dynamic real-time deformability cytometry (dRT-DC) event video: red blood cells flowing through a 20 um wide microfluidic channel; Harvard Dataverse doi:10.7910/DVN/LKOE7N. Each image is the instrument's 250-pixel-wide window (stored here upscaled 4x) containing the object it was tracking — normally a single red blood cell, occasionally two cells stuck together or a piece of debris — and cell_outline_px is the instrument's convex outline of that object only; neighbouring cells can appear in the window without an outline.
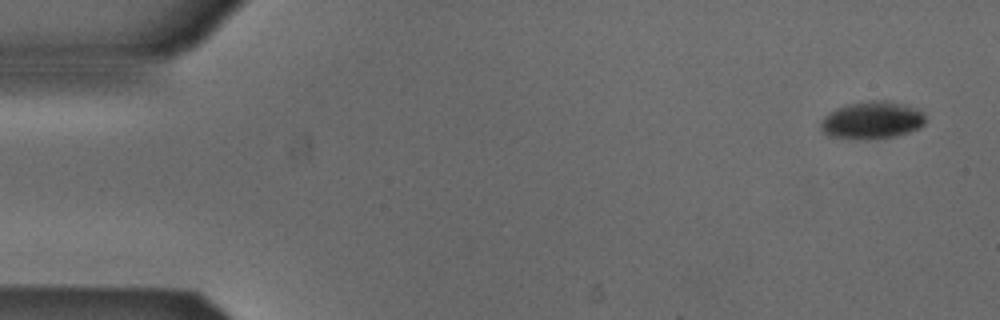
{"species": "Egyptian fruit bat (a non-hibernating species)", "species_latin": "Rousettus aegyptiacus", "temperature_condition": "cold", "stored_images_in_passage": 4, "camera_frame_rate_fps": 3000, "um_per_image_px": 0.085, "animal": {"sex": "male"}, "frame": {"image": 1, "passage_image": 1, "time_ms": 0.0, "image_size_px": [1000, 320], "cell_outline_px": [[924, 124], [920, 128], [896, 136], [828, 136], [820, 128], [820, 124], [824, 116], [828, 112], [836, 108], [848, 104], [872, 100], [884, 100], [916, 108], [924, 116]], "centroid_in_image_um": [74.11, 10.16], "position_along_channel_um": 10.9, "area_um2": 21.79}}
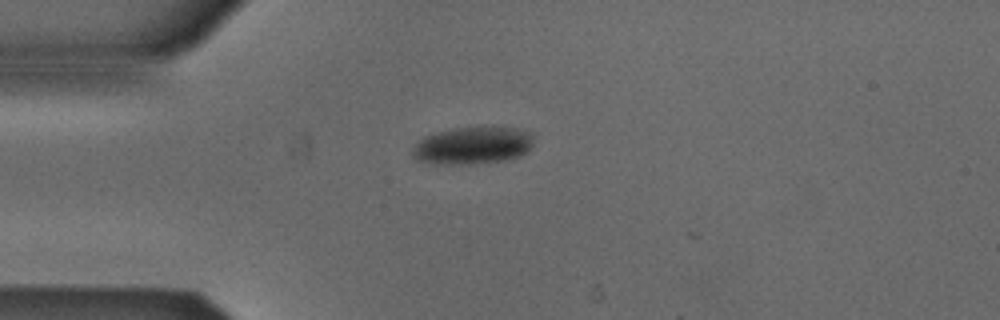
{"frame": {"image": 2, "passage_image": 4, "time_ms": 1.0, "image_size_px": [1000, 320], "cell_outline_px": [[532, 144], [520, 156], [504, 160], [468, 164], [436, 164], [416, 160], [412, 156], [412, 148], [424, 136], [436, 132], [456, 128], [516, 128], [528, 132], [532, 136]], "centroid_in_image_um": [40.11, 12.38], "position_along_channel_um": 44.9, "area_um2": 25.95}}